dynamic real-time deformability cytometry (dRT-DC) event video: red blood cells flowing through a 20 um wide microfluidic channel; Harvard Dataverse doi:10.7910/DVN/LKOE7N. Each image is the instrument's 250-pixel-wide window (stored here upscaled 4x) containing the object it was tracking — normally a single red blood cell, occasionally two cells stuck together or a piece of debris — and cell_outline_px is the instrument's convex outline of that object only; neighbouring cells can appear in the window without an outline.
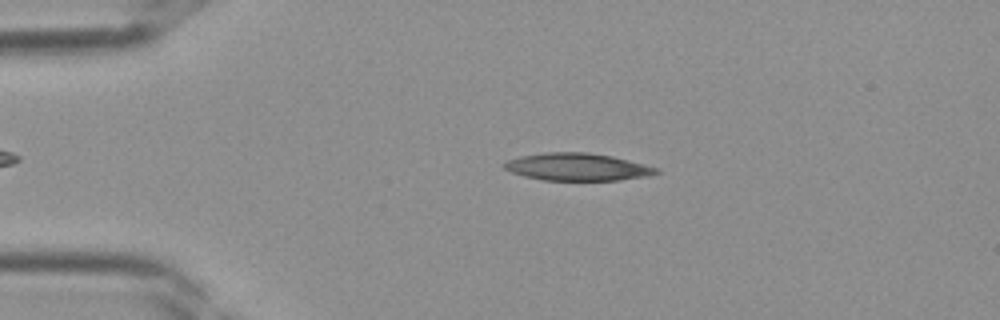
{"species": "Egyptian fruit bat (a non-hibernating species)", "species_latin": "Rousettus aegyptiacus", "temperature_condition": "room temperature", "stored_images_in_passage": 37, "camera_frame_rate_fps": 3000, "um_per_image_px": 0.085, "frame": {"image": 1, "passage_image": 7, "time_ms": 2.0, "image_size_px": [1000, 320], "cell_outline_px": [[660, 172], [648, 176], [620, 180], [544, 180], [524, 176], [512, 172], [504, 168], [500, 164], [504, 160], [520, 156], [544, 152], [588, 152], [612, 156], [660, 168]], "centroid_in_image_um": [49.05, 14.18], "position_along_channel_um": 36.0, "area_um2": 24.51}}
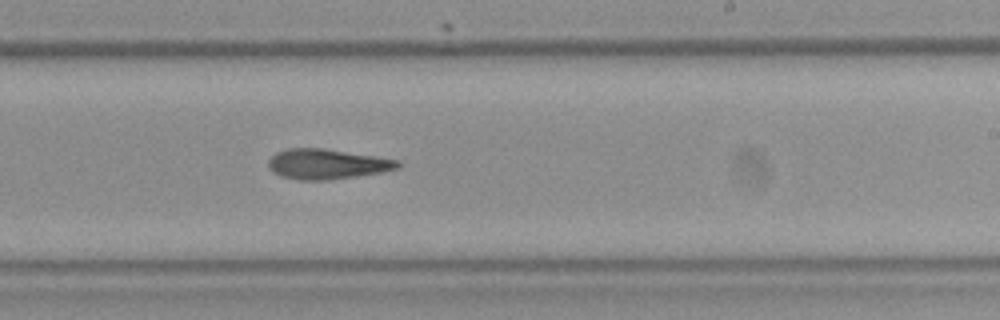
{"frame": {"image": 2, "passage_image": 22, "time_ms": 7.0, "image_size_px": [1000, 320], "cell_outline_px": [[404, 164], [400, 168], [380, 172], [356, 176], [328, 180], [300, 180], [280, 176], [272, 172], [268, 168], [268, 160], [276, 152], [288, 148], [324, 148], [376, 156], [400, 160]], "centroid_in_image_um": [27.81, 13.94], "position_along_channel_um": 261.2, "area_um2": 22.95}}
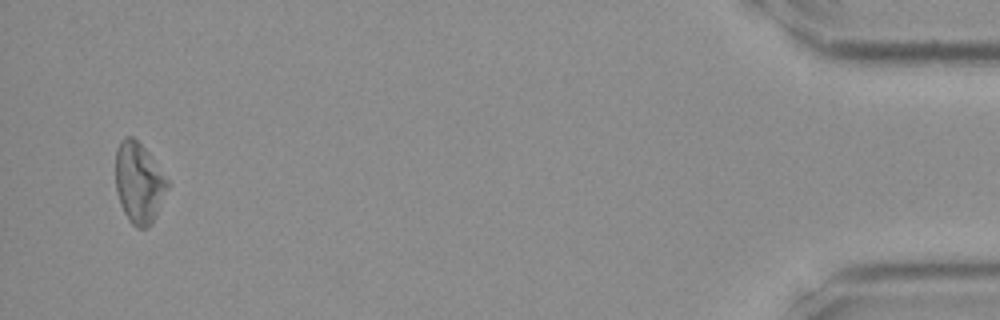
{"frame": {"image": 3, "passage_image": 36, "time_ms": 11.667, "image_size_px": [1000, 320], "cell_outline_px": [[168, 188], [156, 216], [148, 228], [136, 228], [128, 220], [120, 204], [116, 188], [116, 148], [120, 140], [124, 136], [132, 136], [148, 152], [168, 180]], "centroid_in_image_um": [11.79, 15.54], "position_along_channel_um": 423.4, "area_um2": 24.33}}